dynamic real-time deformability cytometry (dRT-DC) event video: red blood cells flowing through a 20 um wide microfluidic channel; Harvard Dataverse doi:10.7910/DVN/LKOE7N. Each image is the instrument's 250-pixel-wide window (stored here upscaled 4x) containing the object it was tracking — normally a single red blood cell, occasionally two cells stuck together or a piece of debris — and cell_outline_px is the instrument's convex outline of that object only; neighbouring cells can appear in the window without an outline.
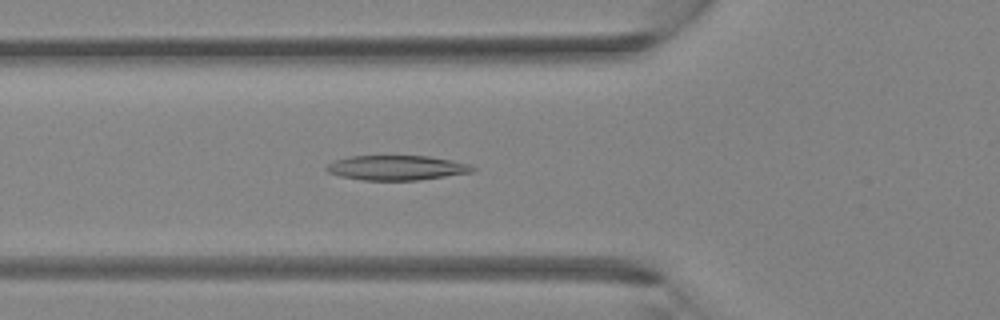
{"species": "Egyptian fruit bat (a non-hibernating species)", "species_latin": "Rousettus aegyptiacus", "temperature_condition": "room temperature", "stored_images_in_passage": 39, "camera_frame_rate_fps": 3000, "um_per_image_px": 0.085, "animal": {"sex": "female"}, "frame": {"image": 1, "passage_image": 13, "time_ms": 4.0, "image_size_px": [1000, 320], "cell_outline_px": [[476, 168], [472, 172], [420, 180], [364, 180], [340, 176], [328, 172], [324, 168], [332, 160], [348, 156], [428, 156], [472, 164]], "centroid_in_image_um": [33.7, 14.25], "position_along_channel_um": 92.1, "area_um2": 21.15}}
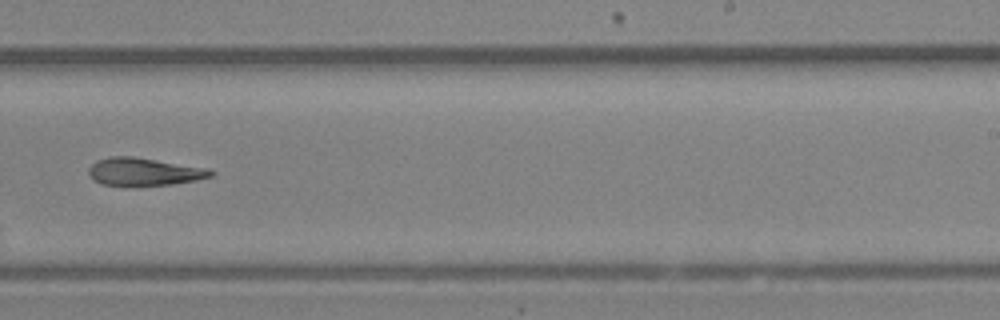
{"frame": {"image": 2, "passage_image": 24, "time_ms": 7.667, "image_size_px": [1000, 320], "cell_outline_px": [[216, 172], [212, 176], [196, 180], [172, 184], [100, 184], [92, 180], [88, 172], [88, 168], [96, 160], [112, 156], [132, 156], [208, 168]], "centroid_in_image_um": [12.24, 14.57], "position_along_channel_um": 276.8, "area_um2": 19.42}}
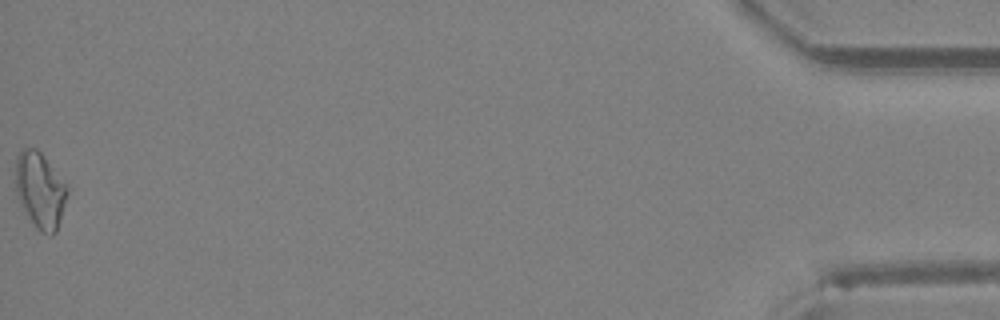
{"frame": {"image": 3, "passage_image": 39, "time_ms": 12.667, "image_size_px": [1000, 320], "cell_outline_px": [[68, 192], [56, 232], [52, 236], [40, 232], [36, 228], [20, 204], [16, 192], [16, 156], [24, 148], [36, 148], [40, 152], [68, 184]], "centroid_in_image_um": [3.42, 16.17], "position_along_channel_um": 431.8, "area_um2": 22.83}}